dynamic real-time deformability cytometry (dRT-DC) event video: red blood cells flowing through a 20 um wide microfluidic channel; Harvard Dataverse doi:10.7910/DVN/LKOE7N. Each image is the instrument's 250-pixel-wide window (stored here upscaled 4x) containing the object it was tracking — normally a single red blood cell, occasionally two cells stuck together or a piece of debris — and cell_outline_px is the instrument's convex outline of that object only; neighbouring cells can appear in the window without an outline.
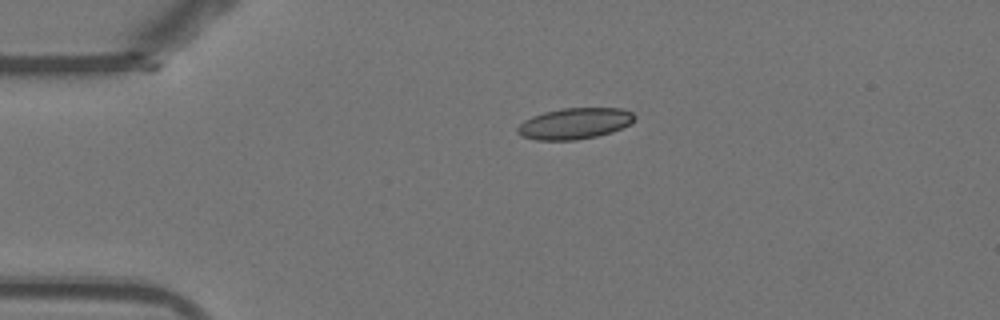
{"species": "Egyptian fruit bat (a non-hibernating species)", "species_latin": "Rousettus aegyptiacus", "temperature_condition": "warm", "stored_images_in_passage": 42, "camera_frame_rate_fps": 3000, "um_per_image_px": 0.085, "animal": {"sex": "female"}, "frame": {"image": 1, "passage_image": 1, "time_ms": 0.0, "image_size_px": [1000, 320], "cell_outline_px": [[636, 120], [632, 124], [612, 132], [596, 136], [576, 140], [536, 140], [520, 136], [516, 132], [516, 128], [524, 120], [532, 116], [544, 112], [560, 108], [620, 108], [632, 112], [636, 116]], "centroid_in_image_um": [48.85, 10.5], "position_along_channel_um": 36.1, "area_um2": 21.5}}
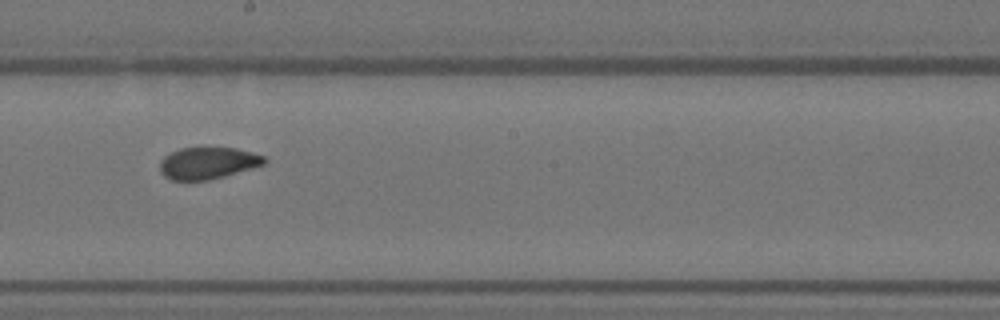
{"frame": {"image": 2, "passage_image": 19, "time_ms": 6.0, "image_size_px": [1000, 320], "cell_outline_px": [[268, 160], [264, 164], [252, 168], [224, 176], [208, 180], [168, 180], [160, 172], [160, 160], [164, 156], [180, 148], [236, 148], [252, 152], [264, 156]], "centroid_in_image_um": [17.65, 13.86], "position_along_channel_um": 230.5, "area_um2": 19.36}}
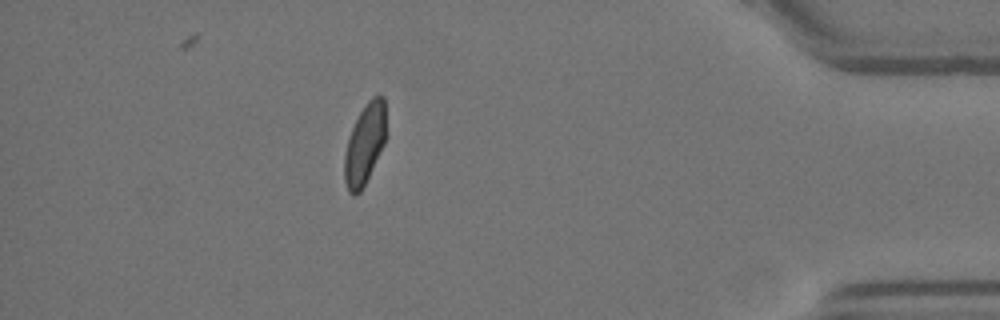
{"frame": {"image": 3, "passage_image": 36, "time_ms": 11.667, "image_size_px": [1000, 320], "cell_outline_px": [[384, 144], [360, 192], [356, 196], [352, 196], [348, 192], [344, 180], [344, 156], [348, 136], [360, 112], [368, 100], [372, 96], [384, 96]], "centroid_in_image_um": [30.96, 12.29], "position_along_channel_um": 404.2, "area_um2": 19.13}, "authors_computed_cell_mechanics": {"area_um2": 20.4034, "velocity_mm_per_s": 3.8697, "shape_relaxation_time_tau1_ms": null, "shape_relaxation_time_tau2_ms": 1.152, "deformation_change_tau1": null, "deformation_change_tau2": 0.0661}}